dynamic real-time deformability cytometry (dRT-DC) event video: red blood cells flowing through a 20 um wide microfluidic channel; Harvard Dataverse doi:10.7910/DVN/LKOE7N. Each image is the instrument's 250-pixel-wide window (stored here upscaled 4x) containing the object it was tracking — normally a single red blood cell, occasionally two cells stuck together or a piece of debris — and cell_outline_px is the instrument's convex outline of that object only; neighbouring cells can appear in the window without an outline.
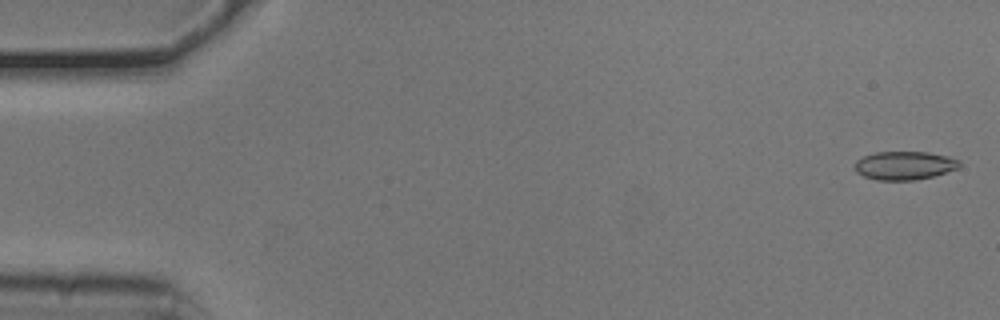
{"species": "common noctule bat (a hibernating species)", "species_latin": "Nyctalus noctula", "temperature_condition": "cold", "stored_images_in_passage": 54, "camera_frame_rate_fps": 3000, "um_per_image_px": 0.085, "animal": {"sex": "male", "body_mass_g": 20.5, "forearm_length_mm": 52.5}, "frame": {"image": 1, "passage_image": 2, "time_ms": 0.333, "image_size_px": [1000, 320], "cell_outline_px": [[960, 164], [956, 168], [932, 176], [916, 180], [876, 180], [864, 176], [856, 172], [856, 160], [864, 156], [876, 152], [928, 152], [948, 156], [960, 160]], "centroid_in_image_um": [76.86, 14.06], "position_along_channel_um": 8.1, "area_um2": 17.17}}
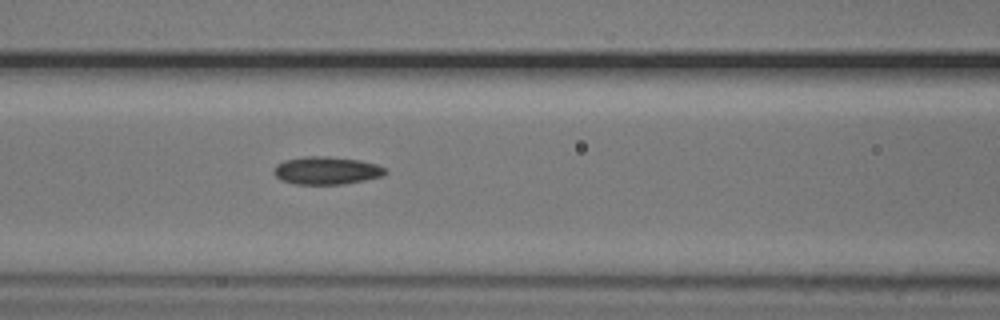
{"frame": {"image": 2, "passage_image": 23, "time_ms": 7.333, "image_size_px": [1000, 320], "cell_outline_px": [[388, 172], [384, 176], [344, 184], [296, 184], [280, 180], [272, 172], [276, 164], [284, 160], [304, 156], [328, 156], [360, 160], [376, 164], [388, 168]], "centroid_in_image_um": [27.77, 14.49], "position_along_channel_um": 138.8, "area_um2": 18.32}}
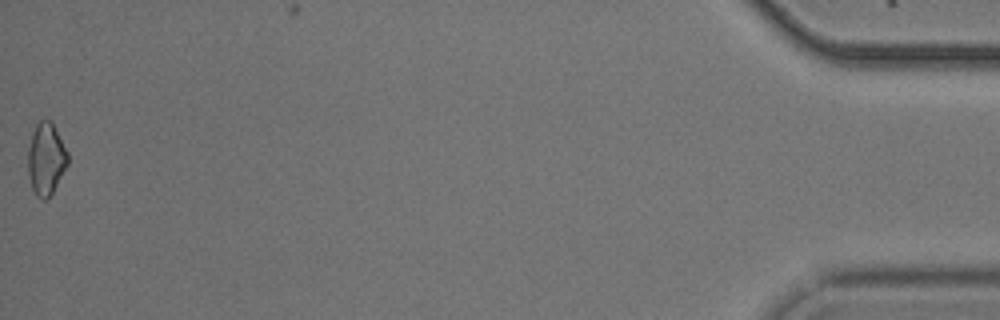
{"frame": {"image": 3, "passage_image": 54, "time_ms": 17.667, "image_size_px": [1000, 320], "cell_outline_px": [[68, 164], [48, 200], [40, 200], [36, 196], [32, 188], [28, 172], [28, 148], [32, 132], [36, 124], [40, 120], [52, 120], [68, 152]], "centroid_in_image_um": [3.92, 13.51], "position_along_channel_um": 431.3, "area_um2": 16.94}, "authors_computed_cell_mechanics": {"area_um2": 17.2822, "velocity_mm_per_s": 3.7841, "shape_relaxation_time_tau1_ms": 2.7482, "shape_relaxation_time_tau2_ms": null, "deformation_change_tau1": 0.0813, "deformation_change_tau2": null}}